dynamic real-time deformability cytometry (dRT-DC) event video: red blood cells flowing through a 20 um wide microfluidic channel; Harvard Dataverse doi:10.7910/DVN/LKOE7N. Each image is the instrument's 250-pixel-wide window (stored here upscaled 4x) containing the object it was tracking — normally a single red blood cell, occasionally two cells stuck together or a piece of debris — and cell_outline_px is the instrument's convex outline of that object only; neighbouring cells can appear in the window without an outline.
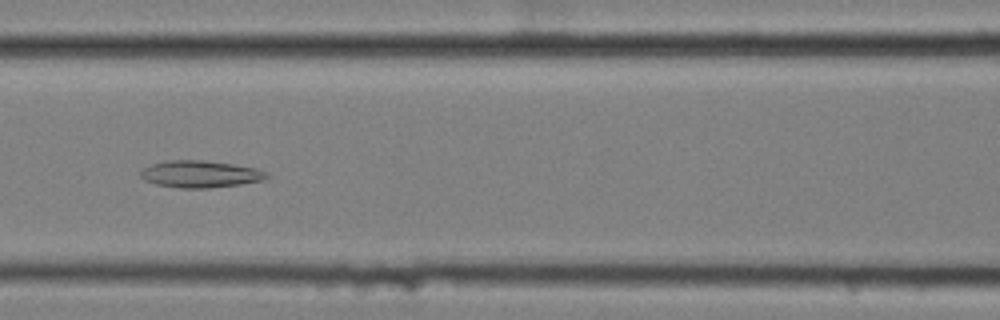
{"species": "common noctule bat (a hibernating species)", "species_latin": "Nyctalus noctula", "temperature_condition": "cold", "stored_images_in_passage": 50, "camera_frame_rate_fps": 3000, "um_per_image_px": 0.085, "animal": {"sex": "female", "body_mass_g": 25.1}, "frame": {"image": 1, "passage_image": 17, "time_ms": 5.333, "image_size_px": [1000, 320], "cell_outline_px": [[268, 176], [260, 180], [240, 184], [208, 188], [180, 188], [156, 184], [144, 180], [140, 176], [140, 172], [144, 168], [152, 164], [168, 160], [204, 160], [232, 164], [256, 168], [268, 172]], "centroid_in_image_um": [16.99, 14.79], "position_along_channel_um": 149.6, "area_um2": 19.65}}
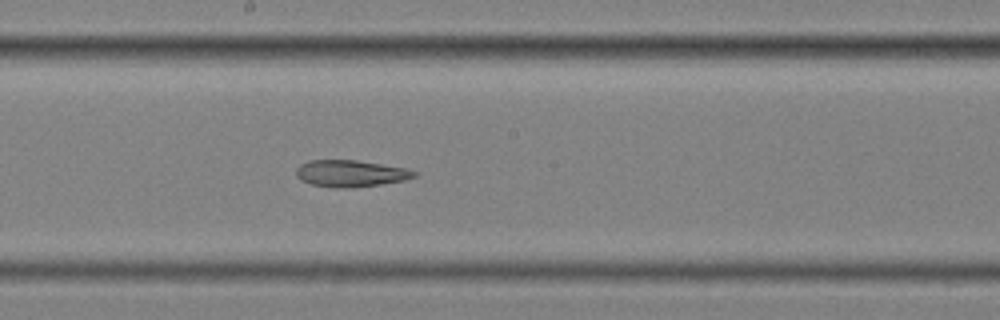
{"frame": {"image": 2, "passage_image": 23, "time_ms": 7.333, "image_size_px": [1000, 320], "cell_outline_px": [[416, 176], [404, 180], [380, 184], [348, 188], [336, 188], [312, 184], [300, 180], [296, 176], [296, 168], [300, 164], [308, 160], [356, 160], [404, 168], [416, 172]], "centroid_in_image_um": [29.74, 14.74], "position_along_channel_um": 218.5, "area_um2": 18.21}}
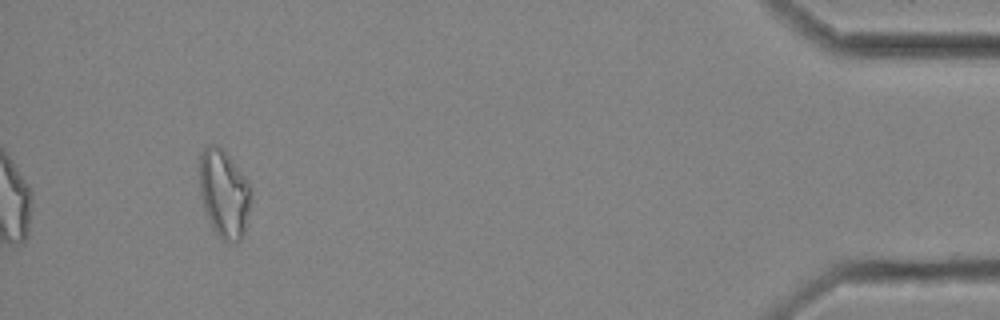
{"frame": {"image": 3, "passage_image": 46, "time_ms": 15.0, "image_size_px": [1000, 320], "cell_outline_px": [[252, 200], [244, 232], [240, 240], [236, 244], [220, 240], [212, 228], [208, 220], [204, 208], [200, 192], [200, 156], [204, 148], [212, 144], [220, 144], [244, 176], [252, 188]], "centroid_in_image_um": [19.06, 16.49], "position_along_channel_um": 416.1, "area_um2": 26.82}, "authors_computed_cell_mechanics": {"area_um2": 21.7617, "velocity_mm_per_s": 3.4483, "shape_relaxation_time_tau1_ms": null, "shape_relaxation_time_tau2_ms": 10.6184, "deformation_change_tau1": null, "deformation_change_tau2": 0.2261}}